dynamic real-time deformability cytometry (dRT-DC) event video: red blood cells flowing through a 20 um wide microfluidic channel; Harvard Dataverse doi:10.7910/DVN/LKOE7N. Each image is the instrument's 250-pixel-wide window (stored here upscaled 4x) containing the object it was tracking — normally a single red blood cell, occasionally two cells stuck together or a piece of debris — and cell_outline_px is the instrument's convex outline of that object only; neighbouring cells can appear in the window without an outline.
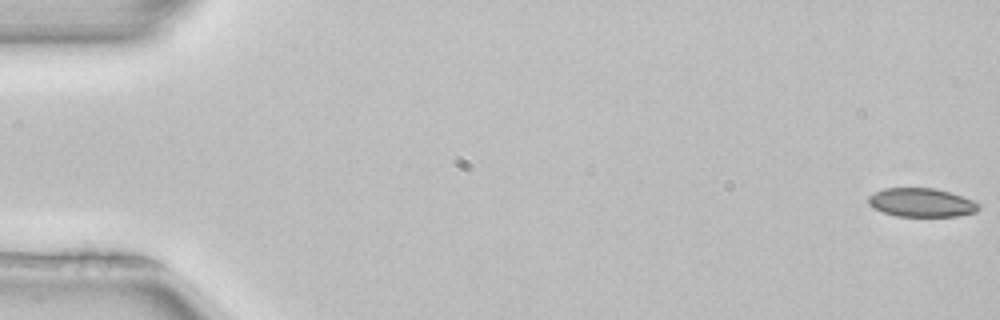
{"species": "common noctule bat (a hibernating species)", "species_latin": "Nyctalus noctula", "temperature_condition": "room temperature", "stored_images_in_passage": 53, "camera_frame_rate_fps": 3000, "um_per_image_px": 0.085, "animal": {"sex": "female", "body_mass_g": 22.7, "forearm_length_mm": 54.2}, "frame": {"image": 1, "passage_image": 1, "time_ms": 0.0, "image_size_px": [1000, 320], "cell_outline_px": [[980, 208], [976, 212], [956, 216], [896, 216], [872, 208], [868, 204], [868, 196], [884, 188], [936, 188], [972, 200], [980, 204]], "centroid_in_image_um": [78.3, 17.22], "position_along_channel_um": 6.7, "area_um2": 18.38}}
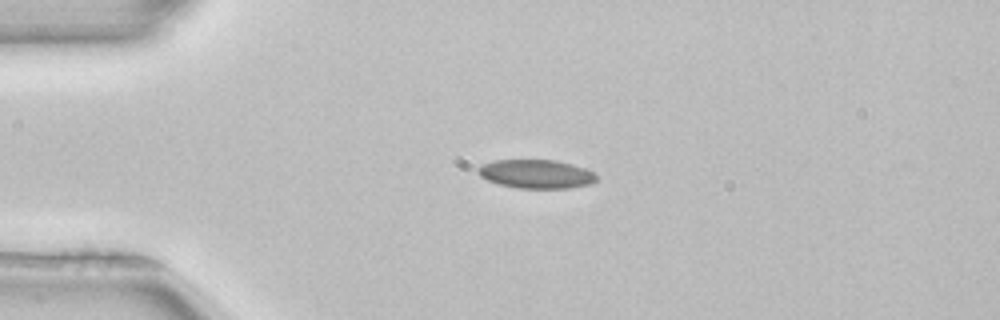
{"frame": {"image": 2, "passage_image": 13, "time_ms": 4.0, "image_size_px": [1000, 320], "cell_outline_px": [[596, 180], [592, 184], [568, 188], [516, 188], [500, 184], [488, 180], [480, 176], [476, 172], [476, 168], [484, 164], [496, 160], [556, 160], [572, 164], [584, 168], [592, 172], [596, 176]], "centroid_in_image_um": [45.56, 14.79], "position_along_channel_um": 39.4, "area_um2": 19.77}}
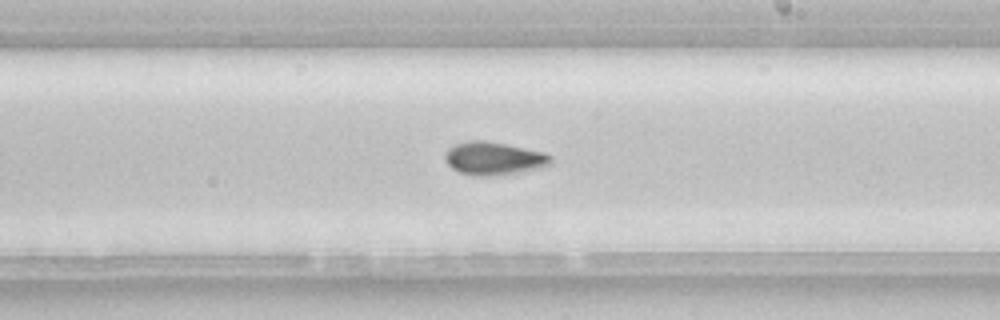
{"frame": {"image": 3, "passage_image": 31, "time_ms": 10.0, "image_size_px": [1000, 320], "cell_outline_px": [[552, 164], [540, 168], [516, 172], [488, 176], [472, 176], [460, 172], [452, 168], [444, 160], [444, 152], [448, 148], [456, 144], [472, 140], [484, 140], [508, 144], [544, 152], [552, 156]], "centroid_in_image_um": [41.96, 13.46], "position_along_channel_um": 247.0, "area_um2": 20.46}, "authors_computed_cell_mechanics": {"area_um2": 19.4786, "velocity_mm_per_s": 3.9687, "shape_relaxation_time_tau1_ms": 4.084, "shape_relaxation_time_tau2_ms": 6.2937, "deformation_change_tau1": 0.0926, "deformation_change_tau2": 0.0931}}